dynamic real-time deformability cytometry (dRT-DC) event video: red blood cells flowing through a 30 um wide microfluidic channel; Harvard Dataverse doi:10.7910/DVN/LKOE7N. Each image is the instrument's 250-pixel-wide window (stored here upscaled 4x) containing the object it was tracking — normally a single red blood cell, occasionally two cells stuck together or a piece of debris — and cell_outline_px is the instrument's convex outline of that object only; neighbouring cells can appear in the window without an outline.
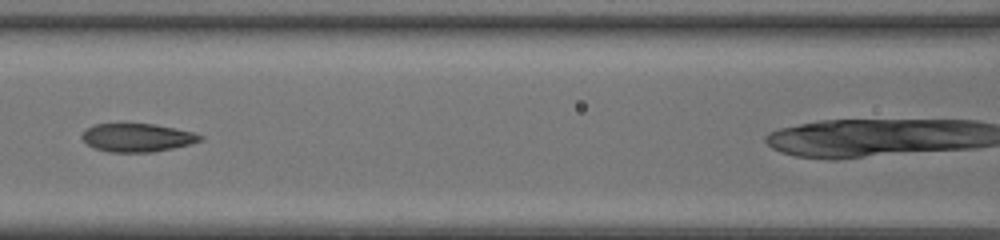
{"species": "common noctule bat (a hibernating species)", "species_latin": "Nyctalus noctula", "temperature_condition": "room temperature", "stored_images_in_passage": 36, "camera_frame_rate_fps": 3000, "um_per_image_px": 0.085, "animal": {"sex": "female", "body_mass_g": 20.0, "forearm_length_mm": 54.0}, "frame": {"image": 1, "passage_image": 19, "time_ms": 6.0, "image_size_px": [1000, 240], "cell_outline_px": [[204, 140], [172, 148], [152, 152], [108, 152], [96, 148], [88, 144], [80, 136], [92, 124], [156, 124], [176, 128], [192, 132], [204, 136]], "centroid_in_image_um": [11.68, 11.69], "position_along_channel_um": 154.9, "area_um2": 19.36}}
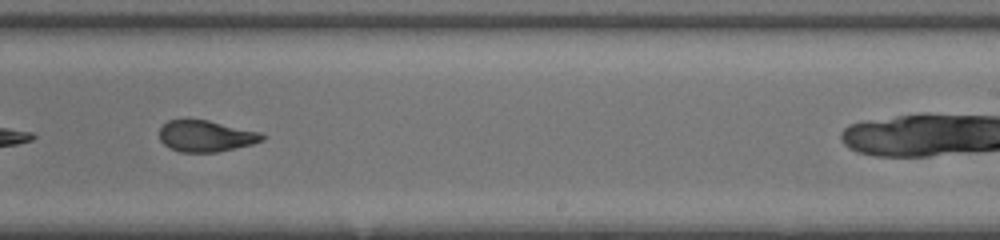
{"frame": {"image": 2, "passage_image": 27, "time_ms": 8.667, "image_size_px": [1000, 240], "cell_outline_px": [[264, 140], [252, 144], [216, 152], [180, 152], [168, 148], [160, 140], [160, 128], [168, 120], [188, 116], [208, 120], [260, 132], [264, 136]], "centroid_in_image_um": [17.44, 11.53], "position_along_channel_um": 271.6, "area_um2": 19.19}}